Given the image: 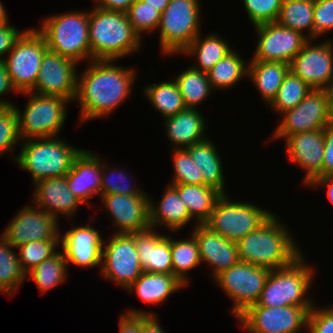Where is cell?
<instances>
[{
  "mask_svg": "<svg viewBox=\"0 0 333 333\" xmlns=\"http://www.w3.org/2000/svg\"><path fill=\"white\" fill-rule=\"evenodd\" d=\"M143 94L164 118L187 109L175 80L150 84Z\"/></svg>",
  "mask_w": 333,
  "mask_h": 333,
  "instance_id": "34",
  "label": "cell"
},
{
  "mask_svg": "<svg viewBox=\"0 0 333 333\" xmlns=\"http://www.w3.org/2000/svg\"><path fill=\"white\" fill-rule=\"evenodd\" d=\"M313 8L314 0L284 3L281 5L277 22L314 40ZM304 30L309 33L306 35Z\"/></svg>",
  "mask_w": 333,
  "mask_h": 333,
  "instance_id": "38",
  "label": "cell"
},
{
  "mask_svg": "<svg viewBox=\"0 0 333 333\" xmlns=\"http://www.w3.org/2000/svg\"><path fill=\"white\" fill-rule=\"evenodd\" d=\"M106 211L112 216L116 233H133L150 228L148 194H108L100 197Z\"/></svg>",
  "mask_w": 333,
  "mask_h": 333,
  "instance_id": "19",
  "label": "cell"
},
{
  "mask_svg": "<svg viewBox=\"0 0 333 333\" xmlns=\"http://www.w3.org/2000/svg\"><path fill=\"white\" fill-rule=\"evenodd\" d=\"M63 235L60 236V246L68 265L72 263L84 268L101 266L104 238L99 231L88 224L71 228Z\"/></svg>",
  "mask_w": 333,
  "mask_h": 333,
  "instance_id": "21",
  "label": "cell"
},
{
  "mask_svg": "<svg viewBox=\"0 0 333 333\" xmlns=\"http://www.w3.org/2000/svg\"><path fill=\"white\" fill-rule=\"evenodd\" d=\"M96 154L82 150L74 159L71 170L65 175L69 189L82 204L95 194L101 197L102 161Z\"/></svg>",
  "mask_w": 333,
  "mask_h": 333,
  "instance_id": "25",
  "label": "cell"
},
{
  "mask_svg": "<svg viewBox=\"0 0 333 333\" xmlns=\"http://www.w3.org/2000/svg\"><path fill=\"white\" fill-rule=\"evenodd\" d=\"M11 91H15L17 93L16 89L13 87L10 81L5 60H0V107L15 105L13 102L2 99V95H5V93Z\"/></svg>",
  "mask_w": 333,
  "mask_h": 333,
  "instance_id": "52",
  "label": "cell"
},
{
  "mask_svg": "<svg viewBox=\"0 0 333 333\" xmlns=\"http://www.w3.org/2000/svg\"><path fill=\"white\" fill-rule=\"evenodd\" d=\"M89 43L91 61L119 60L137 52L142 38L132 28L125 12L94 6L89 12Z\"/></svg>",
  "mask_w": 333,
  "mask_h": 333,
  "instance_id": "3",
  "label": "cell"
},
{
  "mask_svg": "<svg viewBox=\"0 0 333 333\" xmlns=\"http://www.w3.org/2000/svg\"><path fill=\"white\" fill-rule=\"evenodd\" d=\"M21 139L14 106L0 107V155L13 152Z\"/></svg>",
  "mask_w": 333,
  "mask_h": 333,
  "instance_id": "44",
  "label": "cell"
},
{
  "mask_svg": "<svg viewBox=\"0 0 333 333\" xmlns=\"http://www.w3.org/2000/svg\"><path fill=\"white\" fill-rule=\"evenodd\" d=\"M307 328L312 333H333V306L321 309L314 305L308 315Z\"/></svg>",
  "mask_w": 333,
  "mask_h": 333,
  "instance_id": "48",
  "label": "cell"
},
{
  "mask_svg": "<svg viewBox=\"0 0 333 333\" xmlns=\"http://www.w3.org/2000/svg\"><path fill=\"white\" fill-rule=\"evenodd\" d=\"M324 158L322 166V177L333 175V121L324 128Z\"/></svg>",
  "mask_w": 333,
  "mask_h": 333,
  "instance_id": "51",
  "label": "cell"
},
{
  "mask_svg": "<svg viewBox=\"0 0 333 333\" xmlns=\"http://www.w3.org/2000/svg\"><path fill=\"white\" fill-rule=\"evenodd\" d=\"M56 137L32 138L21 142L20 154L14 160L20 168L31 174L34 184L43 179L65 176L83 150Z\"/></svg>",
  "mask_w": 333,
  "mask_h": 333,
  "instance_id": "4",
  "label": "cell"
},
{
  "mask_svg": "<svg viewBox=\"0 0 333 333\" xmlns=\"http://www.w3.org/2000/svg\"><path fill=\"white\" fill-rule=\"evenodd\" d=\"M180 199L188 208L190 217L196 219V225L205 224L210 218L216 202L223 195L208 185H173Z\"/></svg>",
  "mask_w": 333,
  "mask_h": 333,
  "instance_id": "31",
  "label": "cell"
},
{
  "mask_svg": "<svg viewBox=\"0 0 333 333\" xmlns=\"http://www.w3.org/2000/svg\"><path fill=\"white\" fill-rule=\"evenodd\" d=\"M142 333H165L159 325L157 315L142 313Z\"/></svg>",
  "mask_w": 333,
  "mask_h": 333,
  "instance_id": "54",
  "label": "cell"
},
{
  "mask_svg": "<svg viewBox=\"0 0 333 333\" xmlns=\"http://www.w3.org/2000/svg\"><path fill=\"white\" fill-rule=\"evenodd\" d=\"M232 50L207 72L212 89H229L248 76V64Z\"/></svg>",
  "mask_w": 333,
  "mask_h": 333,
  "instance_id": "33",
  "label": "cell"
},
{
  "mask_svg": "<svg viewBox=\"0 0 333 333\" xmlns=\"http://www.w3.org/2000/svg\"><path fill=\"white\" fill-rule=\"evenodd\" d=\"M174 80L187 108L197 109V106L213 93L207 73L192 66L178 74Z\"/></svg>",
  "mask_w": 333,
  "mask_h": 333,
  "instance_id": "35",
  "label": "cell"
},
{
  "mask_svg": "<svg viewBox=\"0 0 333 333\" xmlns=\"http://www.w3.org/2000/svg\"><path fill=\"white\" fill-rule=\"evenodd\" d=\"M7 23L0 25V60L5 59V55L13 48L17 39L24 31H20L16 27ZM5 54V55H4Z\"/></svg>",
  "mask_w": 333,
  "mask_h": 333,
  "instance_id": "50",
  "label": "cell"
},
{
  "mask_svg": "<svg viewBox=\"0 0 333 333\" xmlns=\"http://www.w3.org/2000/svg\"><path fill=\"white\" fill-rule=\"evenodd\" d=\"M303 254L291 265L270 270L257 304L265 307H313L308 293L314 279L313 267L305 262ZM308 298V299H307Z\"/></svg>",
  "mask_w": 333,
  "mask_h": 333,
  "instance_id": "6",
  "label": "cell"
},
{
  "mask_svg": "<svg viewBox=\"0 0 333 333\" xmlns=\"http://www.w3.org/2000/svg\"><path fill=\"white\" fill-rule=\"evenodd\" d=\"M115 60H93L79 74L77 94L80 123L109 116L130 97L136 78L134 68L118 66Z\"/></svg>",
  "mask_w": 333,
  "mask_h": 333,
  "instance_id": "1",
  "label": "cell"
},
{
  "mask_svg": "<svg viewBox=\"0 0 333 333\" xmlns=\"http://www.w3.org/2000/svg\"><path fill=\"white\" fill-rule=\"evenodd\" d=\"M313 307H265L254 304L236 319L248 333H298L308 326Z\"/></svg>",
  "mask_w": 333,
  "mask_h": 333,
  "instance_id": "12",
  "label": "cell"
},
{
  "mask_svg": "<svg viewBox=\"0 0 333 333\" xmlns=\"http://www.w3.org/2000/svg\"><path fill=\"white\" fill-rule=\"evenodd\" d=\"M40 26L37 30L45 38L48 50L77 64L85 59L91 61L89 11H71L45 17Z\"/></svg>",
  "mask_w": 333,
  "mask_h": 333,
  "instance_id": "5",
  "label": "cell"
},
{
  "mask_svg": "<svg viewBox=\"0 0 333 333\" xmlns=\"http://www.w3.org/2000/svg\"><path fill=\"white\" fill-rule=\"evenodd\" d=\"M290 71L288 63L274 61H250L248 63V79L254 83L261 98L270 104Z\"/></svg>",
  "mask_w": 333,
  "mask_h": 333,
  "instance_id": "30",
  "label": "cell"
},
{
  "mask_svg": "<svg viewBox=\"0 0 333 333\" xmlns=\"http://www.w3.org/2000/svg\"><path fill=\"white\" fill-rule=\"evenodd\" d=\"M34 186L33 202L37 207L56 219H58V214H63L65 217L72 219L71 216L82 204L69 189L65 176L43 179Z\"/></svg>",
  "mask_w": 333,
  "mask_h": 333,
  "instance_id": "23",
  "label": "cell"
},
{
  "mask_svg": "<svg viewBox=\"0 0 333 333\" xmlns=\"http://www.w3.org/2000/svg\"><path fill=\"white\" fill-rule=\"evenodd\" d=\"M213 143L214 142L207 138L202 142L187 147L186 150L201 171L204 185L213 187L222 194H227L224 181L225 176L222 170V158Z\"/></svg>",
  "mask_w": 333,
  "mask_h": 333,
  "instance_id": "29",
  "label": "cell"
},
{
  "mask_svg": "<svg viewBox=\"0 0 333 333\" xmlns=\"http://www.w3.org/2000/svg\"><path fill=\"white\" fill-rule=\"evenodd\" d=\"M154 230L150 227L144 231L129 233L134 238L141 267L144 272L173 274L171 237Z\"/></svg>",
  "mask_w": 333,
  "mask_h": 333,
  "instance_id": "24",
  "label": "cell"
},
{
  "mask_svg": "<svg viewBox=\"0 0 333 333\" xmlns=\"http://www.w3.org/2000/svg\"><path fill=\"white\" fill-rule=\"evenodd\" d=\"M273 214L237 242L239 259L269 270L291 265L303 253L285 224Z\"/></svg>",
  "mask_w": 333,
  "mask_h": 333,
  "instance_id": "2",
  "label": "cell"
},
{
  "mask_svg": "<svg viewBox=\"0 0 333 333\" xmlns=\"http://www.w3.org/2000/svg\"><path fill=\"white\" fill-rule=\"evenodd\" d=\"M185 287L173 274L142 272L126 290L136 292L139 299L148 304L162 303L171 294Z\"/></svg>",
  "mask_w": 333,
  "mask_h": 333,
  "instance_id": "28",
  "label": "cell"
},
{
  "mask_svg": "<svg viewBox=\"0 0 333 333\" xmlns=\"http://www.w3.org/2000/svg\"><path fill=\"white\" fill-rule=\"evenodd\" d=\"M201 37L199 34L180 54L195 56L198 63L191 66L207 73L233 49L227 40L225 41L216 33L208 35L205 39H201Z\"/></svg>",
  "mask_w": 333,
  "mask_h": 333,
  "instance_id": "32",
  "label": "cell"
},
{
  "mask_svg": "<svg viewBox=\"0 0 333 333\" xmlns=\"http://www.w3.org/2000/svg\"><path fill=\"white\" fill-rule=\"evenodd\" d=\"M312 43V44H311ZM290 71L313 89H326L333 82V44L313 45L309 39L289 64Z\"/></svg>",
  "mask_w": 333,
  "mask_h": 333,
  "instance_id": "18",
  "label": "cell"
},
{
  "mask_svg": "<svg viewBox=\"0 0 333 333\" xmlns=\"http://www.w3.org/2000/svg\"><path fill=\"white\" fill-rule=\"evenodd\" d=\"M23 93L31 94L24 111L14 105L21 139L57 136L66 121V108L70 101L56 95H42L30 91Z\"/></svg>",
  "mask_w": 333,
  "mask_h": 333,
  "instance_id": "7",
  "label": "cell"
},
{
  "mask_svg": "<svg viewBox=\"0 0 333 333\" xmlns=\"http://www.w3.org/2000/svg\"><path fill=\"white\" fill-rule=\"evenodd\" d=\"M134 31L142 38V32L157 31L161 13L143 0H136L126 12Z\"/></svg>",
  "mask_w": 333,
  "mask_h": 333,
  "instance_id": "43",
  "label": "cell"
},
{
  "mask_svg": "<svg viewBox=\"0 0 333 333\" xmlns=\"http://www.w3.org/2000/svg\"><path fill=\"white\" fill-rule=\"evenodd\" d=\"M48 50L45 38L35 29H27L5 57L7 72L18 93L30 91L37 81L41 60Z\"/></svg>",
  "mask_w": 333,
  "mask_h": 333,
  "instance_id": "10",
  "label": "cell"
},
{
  "mask_svg": "<svg viewBox=\"0 0 333 333\" xmlns=\"http://www.w3.org/2000/svg\"><path fill=\"white\" fill-rule=\"evenodd\" d=\"M77 65L75 61L47 50L42 57L35 86L30 92L61 96L73 102L77 94Z\"/></svg>",
  "mask_w": 333,
  "mask_h": 333,
  "instance_id": "16",
  "label": "cell"
},
{
  "mask_svg": "<svg viewBox=\"0 0 333 333\" xmlns=\"http://www.w3.org/2000/svg\"><path fill=\"white\" fill-rule=\"evenodd\" d=\"M302 1H305V0H281V3L284 4V3H290V2H302Z\"/></svg>",
  "mask_w": 333,
  "mask_h": 333,
  "instance_id": "59",
  "label": "cell"
},
{
  "mask_svg": "<svg viewBox=\"0 0 333 333\" xmlns=\"http://www.w3.org/2000/svg\"><path fill=\"white\" fill-rule=\"evenodd\" d=\"M314 39L333 30V0H314Z\"/></svg>",
  "mask_w": 333,
  "mask_h": 333,
  "instance_id": "47",
  "label": "cell"
},
{
  "mask_svg": "<svg viewBox=\"0 0 333 333\" xmlns=\"http://www.w3.org/2000/svg\"><path fill=\"white\" fill-rule=\"evenodd\" d=\"M274 213L256 204L231 201L223 194L215 204L205 225L232 242H238L256 230Z\"/></svg>",
  "mask_w": 333,
  "mask_h": 333,
  "instance_id": "9",
  "label": "cell"
},
{
  "mask_svg": "<svg viewBox=\"0 0 333 333\" xmlns=\"http://www.w3.org/2000/svg\"><path fill=\"white\" fill-rule=\"evenodd\" d=\"M254 27L258 40L251 61H274L290 64L309 40L301 32L282 26L277 21Z\"/></svg>",
  "mask_w": 333,
  "mask_h": 333,
  "instance_id": "15",
  "label": "cell"
},
{
  "mask_svg": "<svg viewBox=\"0 0 333 333\" xmlns=\"http://www.w3.org/2000/svg\"><path fill=\"white\" fill-rule=\"evenodd\" d=\"M200 0H170L157 28L160 48L169 56L180 54L200 34ZM200 26V27H199Z\"/></svg>",
  "mask_w": 333,
  "mask_h": 333,
  "instance_id": "8",
  "label": "cell"
},
{
  "mask_svg": "<svg viewBox=\"0 0 333 333\" xmlns=\"http://www.w3.org/2000/svg\"><path fill=\"white\" fill-rule=\"evenodd\" d=\"M58 221L34 204L28 205L13 217L2 236L15 249L28 242L60 239Z\"/></svg>",
  "mask_w": 333,
  "mask_h": 333,
  "instance_id": "17",
  "label": "cell"
},
{
  "mask_svg": "<svg viewBox=\"0 0 333 333\" xmlns=\"http://www.w3.org/2000/svg\"><path fill=\"white\" fill-rule=\"evenodd\" d=\"M96 6L107 11L127 12L136 0H96Z\"/></svg>",
  "mask_w": 333,
  "mask_h": 333,
  "instance_id": "53",
  "label": "cell"
},
{
  "mask_svg": "<svg viewBox=\"0 0 333 333\" xmlns=\"http://www.w3.org/2000/svg\"><path fill=\"white\" fill-rule=\"evenodd\" d=\"M164 190L165 192L159 203L155 204L153 199L149 198L150 227L155 229L157 226L163 225L169 231L178 232L192 218L188 208L180 199L177 189L173 185L168 184Z\"/></svg>",
  "mask_w": 333,
  "mask_h": 333,
  "instance_id": "27",
  "label": "cell"
},
{
  "mask_svg": "<svg viewBox=\"0 0 333 333\" xmlns=\"http://www.w3.org/2000/svg\"><path fill=\"white\" fill-rule=\"evenodd\" d=\"M312 89L306 82L289 71L269 106L281 115L296 107Z\"/></svg>",
  "mask_w": 333,
  "mask_h": 333,
  "instance_id": "40",
  "label": "cell"
},
{
  "mask_svg": "<svg viewBox=\"0 0 333 333\" xmlns=\"http://www.w3.org/2000/svg\"><path fill=\"white\" fill-rule=\"evenodd\" d=\"M191 234L195 237L202 262L211 265L212 278L240 261L237 243L229 241L205 224L194 226Z\"/></svg>",
  "mask_w": 333,
  "mask_h": 333,
  "instance_id": "22",
  "label": "cell"
},
{
  "mask_svg": "<svg viewBox=\"0 0 333 333\" xmlns=\"http://www.w3.org/2000/svg\"><path fill=\"white\" fill-rule=\"evenodd\" d=\"M146 2L149 6L156 8L160 13H162L167 5L169 4L170 0H143Z\"/></svg>",
  "mask_w": 333,
  "mask_h": 333,
  "instance_id": "56",
  "label": "cell"
},
{
  "mask_svg": "<svg viewBox=\"0 0 333 333\" xmlns=\"http://www.w3.org/2000/svg\"><path fill=\"white\" fill-rule=\"evenodd\" d=\"M57 245V246H56ZM60 245V239H47L28 242L19 246L18 259L23 272L27 275L45 259L52 257Z\"/></svg>",
  "mask_w": 333,
  "mask_h": 333,
  "instance_id": "41",
  "label": "cell"
},
{
  "mask_svg": "<svg viewBox=\"0 0 333 333\" xmlns=\"http://www.w3.org/2000/svg\"><path fill=\"white\" fill-rule=\"evenodd\" d=\"M142 313L157 315L145 310H133L124 312L119 318V333H142Z\"/></svg>",
  "mask_w": 333,
  "mask_h": 333,
  "instance_id": "49",
  "label": "cell"
},
{
  "mask_svg": "<svg viewBox=\"0 0 333 333\" xmlns=\"http://www.w3.org/2000/svg\"><path fill=\"white\" fill-rule=\"evenodd\" d=\"M199 111L198 108H187L164 118L167 139L176 149H186L208 138L205 136L208 126H206L205 118Z\"/></svg>",
  "mask_w": 333,
  "mask_h": 333,
  "instance_id": "26",
  "label": "cell"
},
{
  "mask_svg": "<svg viewBox=\"0 0 333 333\" xmlns=\"http://www.w3.org/2000/svg\"><path fill=\"white\" fill-rule=\"evenodd\" d=\"M172 156L175 174L170 182L171 185H204L202 173L186 149H175Z\"/></svg>",
  "mask_w": 333,
  "mask_h": 333,
  "instance_id": "42",
  "label": "cell"
},
{
  "mask_svg": "<svg viewBox=\"0 0 333 333\" xmlns=\"http://www.w3.org/2000/svg\"><path fill=\"white\" fill-rule=\"evenodd\" d=\"M328 186L327 188V197L329 201L333 204V175H326L323 177L315 178L308 187H316V186Z\"/></svg>",
  "mask_w": 333,
  "mask_h": 333,
  "instance_id": "55",
  "label": "cell"
},
{
  "mask_svg": "<svg viewBox=\"0 0 333 333\" xmlns=\"http://www.w3.org/2000/svg\"><path fill=\"white\" fill-rule=\"evenodd\" d=\"M328 95V104H329V116L331 121H333V82L325 89Z\"/></svg>",
  "mask_w": 333,
  "mask_h": 333,
  "instance_id": "57",
  "label": "cell"
},
{
  "mask_svg": "<svg viewBox=\"0 0 333 333\" xmlns=\"http://www.w3.org/2000/svg\"><path fill=\"white\" fill-rule=\"evenodd\" d=\"M67 266L64 252L57 251L52 257L34 267L26 278L33 279L40 293L43 294L66 281Z\"/></svg>",
  "mask_w": 333,
  "mask_h": 333,
  "instance_id": "36",
  "label": "cell"
},
{
  "mask_svg": "<svg viewBox=\"0 0 333 333\" xmlns=\"http://www.w3.org/2000/svg\"><path fill=\"white\" fill-rule=\"evenodd\" d=\"M281 114L283 121L272 138L285 139L296 133L323 129L331 122L327 92L325 89H312L296 107Z\"/></svg>",
  "mask_w": 333,
  "mask_h": 333,
  "instance_id": "14",
  "label": "cell"
},
{
  "mask_svg": "<svg viewBox=\"0 0 333 333\" xmlns=\"http://www.w3.org/2000/svg\"><path fill=\"white\" fill-rule=\"evenodd\" d=\"M13 248L3 236L0 237V292L8 296L19 290L27 279Z\"/></svg>",
  "mask_w": 333,
  "mask_h": 333,
  "instance_id": "37",
  "label": "cell"
},
{
  "mask_svg": "<svg viewBox=\"0 0 333 333\" xmlns=\"http://www.w3.org/2000/svg\"><path fill=\"white\" fill-rule=\"evenodd\" d=\"M286 150L290 161L306 171L305 185L315 178L322 177L324 158L323 129L293 134L285 138Z\"/></svg>",
  "mask_w": 333,
  "mask_h": 333,
  "instance_id": "20",
  "label": "cell"
},
{
  "mask_svg": "<svg viewBox=\"0 0 333 333\" xmlns=\"http://www.w3.org/2000/svg\"><path fill=\"white\" fill-rule=\"evenodd\" d=\"M105 163L102 162V175H101V196L108 194H124V195H134V194H147L138 187L134 188L127 181V173L119 168H109L104 166ZM107 171V172H106ZM112 173V174H111ZM117 178V181L115 178ZM127 182V183H126ZM131 185V186H130Z\"/></svg>",
  "mask_w": 333,
  "mask_h": 333,
  "instance_id": "46",
  "label": "cell"
},
{
  "mask_svg": "<svg viewBox=\"0 0 333 333\" xmlns=\"http://www.w3.org/2000/svg\"><path fill=\"white\" fill-rule=\"evenodd\" d=\"M269 272L267 268L239 261L214 278L215 284L233 300L231 311L235 318L257 304Z\"/></svg>",
  "mask_w": 333,
  "mask_h": 333,
  "instance_id": "11",
  "label": "cell"
},
{
  "mask_svg": "<svg viewBox=\"0 0 333 333\" xmlns=\"http://www.w3.org/2000/svg\"><path fill=\"white\" fill-rule=\"evenodd\" d=\"M244 9L253 26L277 21L281 0H242Z\"/></svg>",
  "mask_w": 333,
  "mask_h": 333,
  "instance_id": "45",
  "label": "cell"
},
{
  "mask_svg": "<svg viewBox=\"0 0 333 333\" xmlns=\"http://www.w3.org/2000/svg\"><path fill=\"white\" fill-rule=\"evenodd\" d=\"M5 7L3 6L2 1L0 0V25L8 22V16Z\"/></svg>",
  "mask_w": 333,
  "mask_h": 333,
  "instance_id": "58",
  "label": "cell"
},
{
  "mask_svg": "<svg viewBox=\"0 0 333 333\" xmlns=\"http://www.w3.org/2000/svg\"><path fill=\"white\" fill-rule=\"evenodd\" d=\"M171 260L173 275L186 285L190 282L187 274L201 263L198 245L192 234L178 241L171 238Z\"/></svg>",
  "mask_w": 333,
  "mask_h": 333,
  "instance_id": "39",
  "label": "cell"
},
{
  "mask_svg": "<svg viewBox=\"0 0 333 333\" xmlns=\"http://www.w3.org/2000/svg\"><path fill=\"white\" fill-rule=\"evenodd\" d=\"M111 236L108 243L103 241L101 274L105 279L127 289L143 272L135 241L128 233Z\"/></svg>",
  "mask_w": 333,
  "mask_h": 333,
  "instance_id": "13",
  "label": "cell"
}]
</instances>
